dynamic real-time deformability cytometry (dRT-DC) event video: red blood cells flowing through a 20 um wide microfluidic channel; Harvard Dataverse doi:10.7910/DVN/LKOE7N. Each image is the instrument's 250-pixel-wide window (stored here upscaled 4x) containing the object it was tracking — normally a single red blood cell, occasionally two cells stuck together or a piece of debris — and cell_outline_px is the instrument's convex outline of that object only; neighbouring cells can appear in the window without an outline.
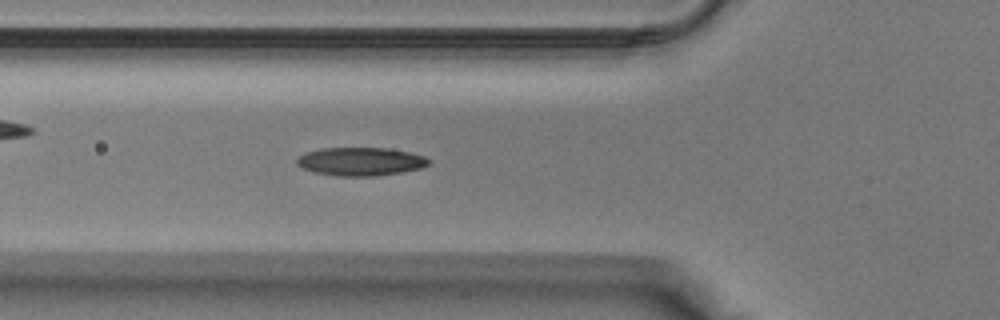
{"species": "Egyptian fruit bat (a non-hibernating species)", "species_latin": "Rousettus aegyptiacus", "temperature_condition": "warm", "stored_images_in_passage": 30, "camera_frame_rate_fps": 3000, "um_per_image_px": 0.085, "animal": {"sex": "male"}, "frame": {"image": 1, "passage_image": 4, "time_ms": 1.0, "image_size_px": [1000, 320], "cell_outline_px": [[432, 160], [428, 164], [420, 168], [400, 172], [376, 176], [336, 176], [316, 172], [304, 168], [296, 164], [296, 160], [304, 152], [320, 148], [388, 148], [408, 152], [424, 156]], "centroid_in_image_um": [30.64, 13.72], "position_along_channel_um": 95.2, "area_um2": 21.68}}
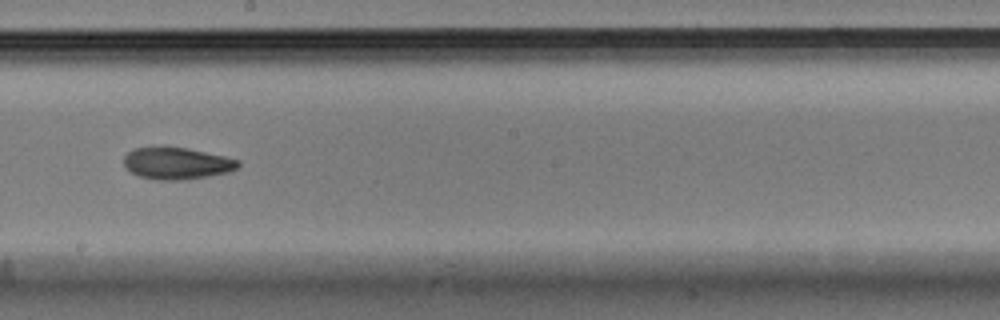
{"frame": {"image": 2, "passage_image": 12, "time_ms": 3.667, "image_size_px": [1000, 320], "cell_outline_px": [[240, 164], [236, 168], [228, 172], [208, 176], [184, 180], [156, 180], [140, 176], [132, 172], [124, 164], [124, 156], [132, 148], [188, 148], [224, 156], [240, 160]], "centroid_in_image_um": [15.04, 13.89], "position_along_channel_um": 233.2, "area_um2": 20.92}}
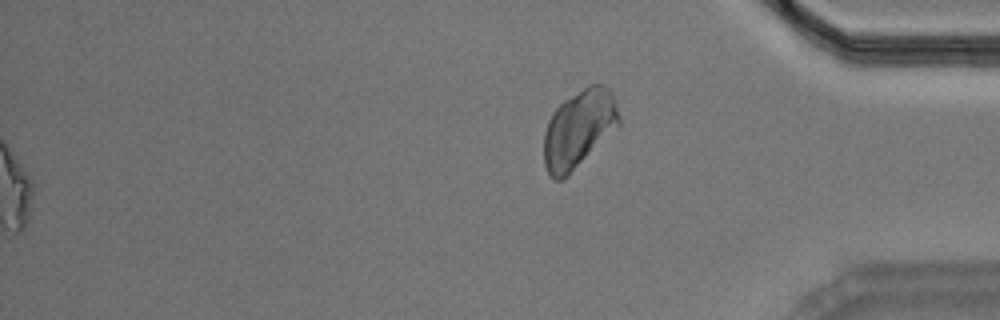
{"frame": {"image": 3, "passage_image": 30, "time_ms": 9.667, "image_size_px": [1000, 320], "cell_outline_px": [[620, 124], [564, 180], [556, 180], [548, 172], [544, 164], [544, 132], [548, 120], [552, 112], [564, 100], [588, 84], [604, 84], [612, 92], [616, 100], [620, 116]], "centroid_in_image_um": [49.2, 10.93], "position_along_channel_um": 386.0, "area_um2": 34.1}}